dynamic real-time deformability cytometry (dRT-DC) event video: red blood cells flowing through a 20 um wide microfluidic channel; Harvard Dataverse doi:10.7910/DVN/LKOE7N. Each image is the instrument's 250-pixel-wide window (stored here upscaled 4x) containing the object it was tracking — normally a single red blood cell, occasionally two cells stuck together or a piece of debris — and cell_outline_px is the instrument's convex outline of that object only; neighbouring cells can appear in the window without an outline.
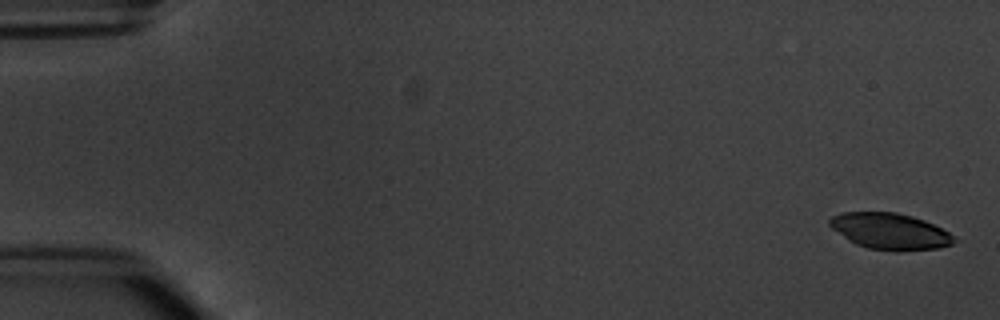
{"species": "common noctule bat (a hibernating species)", "species_latin": "Nyctalus noctula", "temperature_condition": "warm", "stored_images_in_passage": 6, "segment_of_instrument_passage": [1, 2], "camera_frame_rate_fps": 3000, "um_per_image_px": 0.085, "animal": {"sex": "male", "body_mass_g": 20.1, "forearm_length_mm": 53.5}, "frame": {"image": 1, "passage_image": 1, "time_ms": 0.0, "image_size_px": [1000, 320], "cell_outline_px": [[960, 240], [952, 244], [940, 248], [896, 252], [868, 248], [856, 244], [848, 240], [832, 228], [828, 224], [828, 220], [832, 216], [844, 212], [896, 212], [912, 216], [924, 220], [948, 232]], "centroid_in_image_um": [75.67, 19.67], "position_along_channel_um": 9.3, "area_um2": 26.47}}
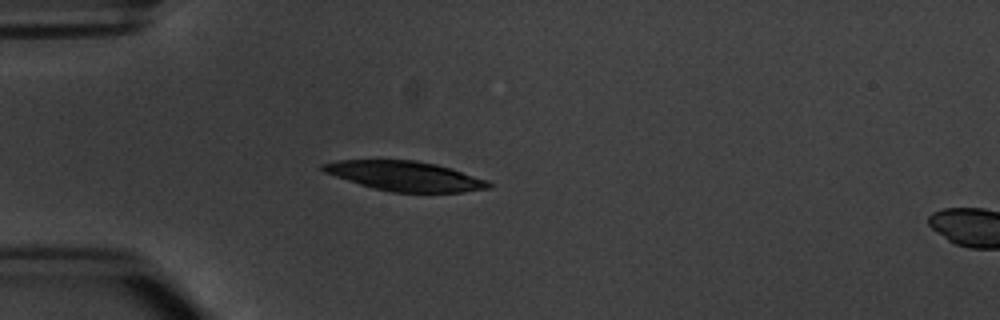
{"frame": {"image": 2, "passage_image": 5, "time_ms": 4.667, "image_size_px": [1000, 320], "cell_outline_px": [[492, 188], [460, 192], [392, 192], [360, 184], [324, 172], [320, 168], [320, 164], [336, 160], [416, 160], [436, 164], [488, 180], [492, 184]], "centroid_in_image_um": [34.43, 14.96], "position_along_channel_um": 50.6, "area_um2": 28.44}}